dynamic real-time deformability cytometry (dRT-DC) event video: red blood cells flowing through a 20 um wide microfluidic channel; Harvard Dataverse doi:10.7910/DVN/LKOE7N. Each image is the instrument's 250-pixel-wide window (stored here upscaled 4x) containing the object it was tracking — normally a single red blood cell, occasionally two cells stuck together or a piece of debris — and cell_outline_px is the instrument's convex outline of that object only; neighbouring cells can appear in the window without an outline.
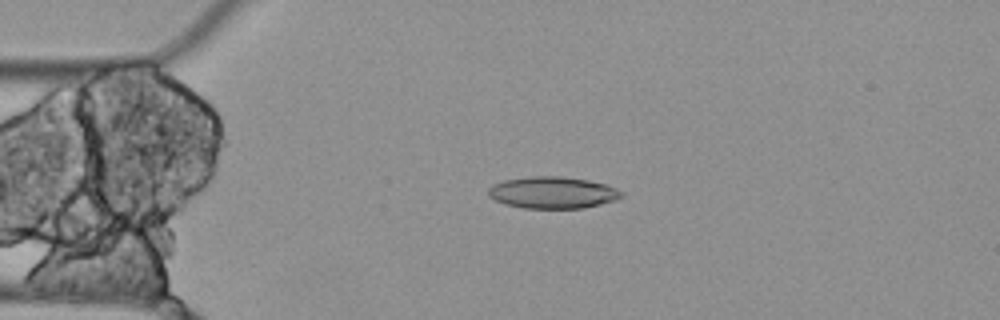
{"species": "Egyptian fruit bat (a non-hibernating species)", "species_latin": "Rousettus aegyptiacus", "temperature_condition": "cold", "stored_images_in_passage": 5, "camera_frame_rate_fps": 3000, "um_per_image_px": 0.085, "animal": {"sex": "female"}, "frame": {"image": 1, "passage_image": 1, "time_ms": 0.0, "image_size_px": [1000, 320], "cell_outline_px": [[624, 196], [616, 200], [584, 208], [524, 208], [504, 204], [488, 196], [488, 188], [492, 184], [504, 180], [532, 176], [560, 176], [588, 180], [604, 184], [616, 188], [624, 192]], "centroid_in_image_um": [46.98, 16.37], "position_along_channel_um": 38.0, "area_um2": 24.74}}
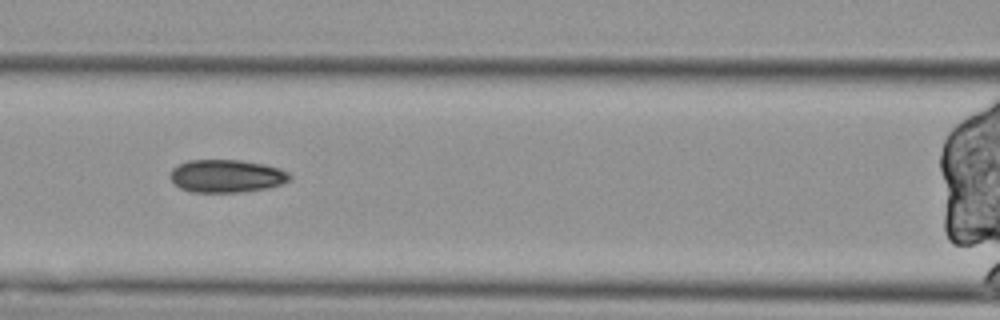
{"frame": {"image": 2, "passage_image": 4, "time_ms": 1.0, "image_size_px": [1000, 320], "cell_outline_px": [[292, 176], [288, 180], [280, 184], [268, 188], [240, 192], [188, 192], [172, 184], [168, 176], [172, 168], [176, 164], [188, 160], [240, 160], [264, 164], [280, 168], [288, 172]], "centroid_in_image_um": [19.18, 14.96], "position_along_channel_um": 147.4, "area_um2": 23.24}}
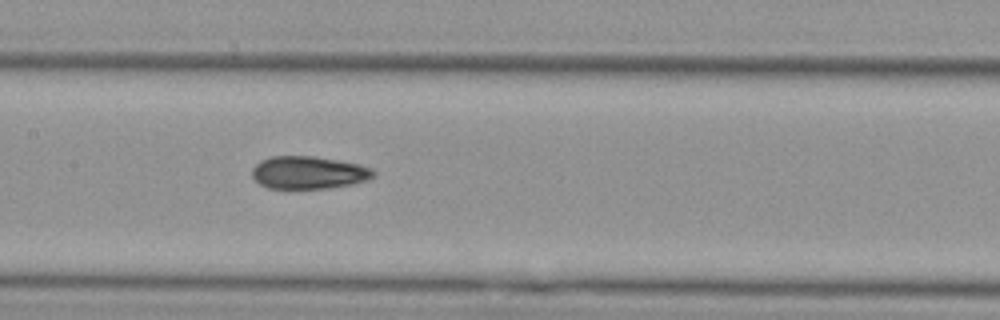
{"frame": {"image": 3, "passage_image": 5, "time_ms": 1.333, "image_size_px": [1000, 320], "cell_outline_px": [[376, 176], [368, 180], [352, 184], [328, 188], [268, 188], [260, 184], [252, 176], [252, 168], [260, 160], [272, 156], [312, 156], [360, 164], [372, 168], [376, 172]], "centroid_in_image_um": [26.25, 14.66], "position_along_channel_um": 181.1, "area_um2": 23.18}}